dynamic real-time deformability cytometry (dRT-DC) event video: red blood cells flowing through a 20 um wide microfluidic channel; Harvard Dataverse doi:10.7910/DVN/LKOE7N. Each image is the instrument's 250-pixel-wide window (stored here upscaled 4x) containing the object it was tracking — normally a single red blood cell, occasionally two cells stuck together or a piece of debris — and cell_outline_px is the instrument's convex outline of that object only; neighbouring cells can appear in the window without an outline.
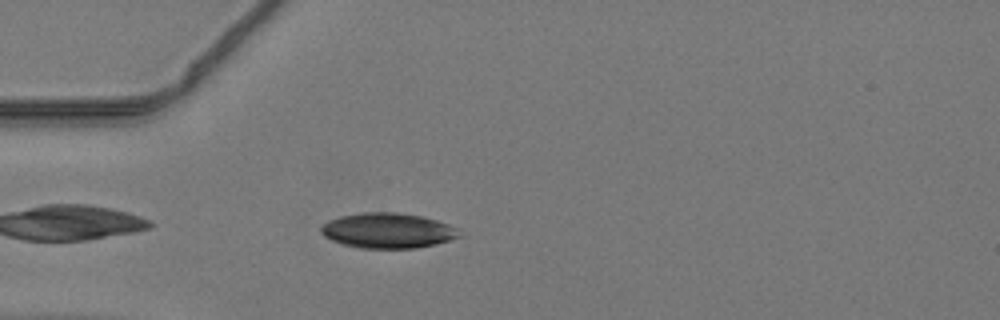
{"species": "common noctule bat (a hibernating species)", "species_latin": "Nyctalus noctula", "temperature_condition": "warm", "stored_images_in_passage": 37, "camera_frame_rate_fps": 3000, "um_per_image_px": 0.085, "animal": {"sex": "male", "body_mass_g": 19.2, "forearm_length_mm": 51.8}, "frame": {"image": 1, "passage_image": 3, "time_ms": 0.667, "image_size_px": [1000, 320], "cell_outline_px": [[460, 236], [436, 244], [416, 248], [360, 248], [344, 244], [332, 240], [324, 236], [320, 232], [320, 228], [328, 220], [340, 216], [360, 212], [396, 212], [420, 216], [436, 220], [448, 224], [456, 228]], "centroid_in_image_um": [32.92, 19.59], "position_along_channel_um": 52.1, "area_um2": 28.21}}
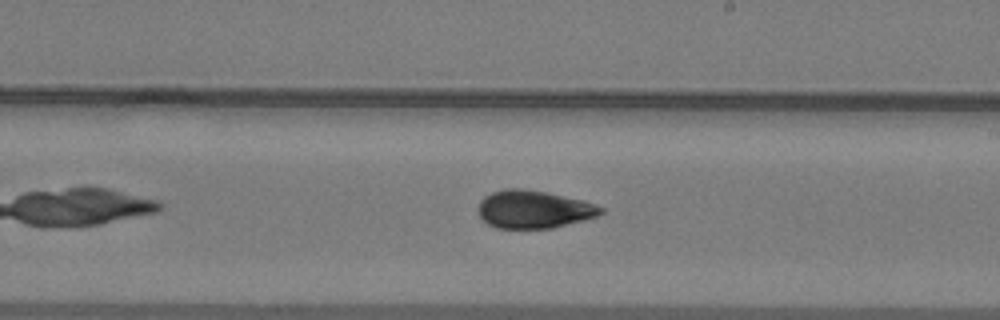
{"frame": {"image": 2, "passage_image": 17, "time_ms": 5.333, "image_size_px": [1000, 320], "cell_outline_px": [[604, 212], [596, 216], [584, 220], [552, 228], [496, 228], [488, 224], [480, 216], [480, 200], [484, 196], [492, 192], [504, 188], [524, 188], [548, 192], [596, 204], [604, 208]], "centroid_in_image_um": [45.37, 17.78], "position_along_channel_um": 243.6, "area_um2": 26.99}}
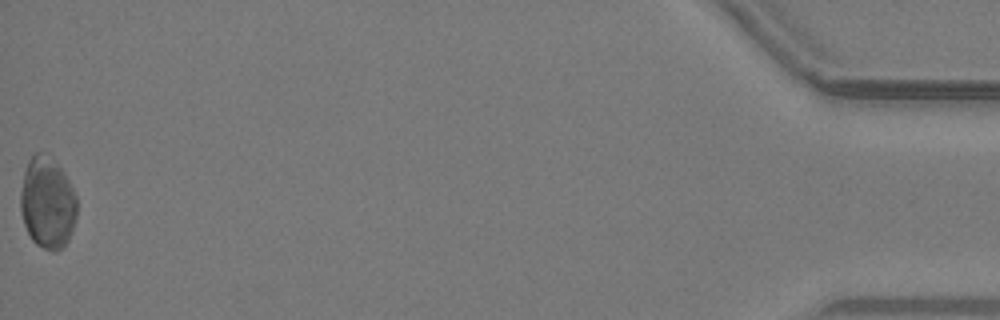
{"frame": {"image": 3, "passage_image": 37, "time_ms": 12.0, "image_size_px": [1000, 320], "cell_outline_px": [[76, 216], [72, 232], [68, 240], [60, 248], [52, 252], [36, 244], [32, 240], [24, 224], [20, 212], [20, 192], [24, 172], [28, 160], [36, 152], [48, 152], [64, 172], [76, 196]], "centroid_in_image_um": [4.01, 17.21], "position_along_channel_um": 431.2, "area_um2": 30.29}}